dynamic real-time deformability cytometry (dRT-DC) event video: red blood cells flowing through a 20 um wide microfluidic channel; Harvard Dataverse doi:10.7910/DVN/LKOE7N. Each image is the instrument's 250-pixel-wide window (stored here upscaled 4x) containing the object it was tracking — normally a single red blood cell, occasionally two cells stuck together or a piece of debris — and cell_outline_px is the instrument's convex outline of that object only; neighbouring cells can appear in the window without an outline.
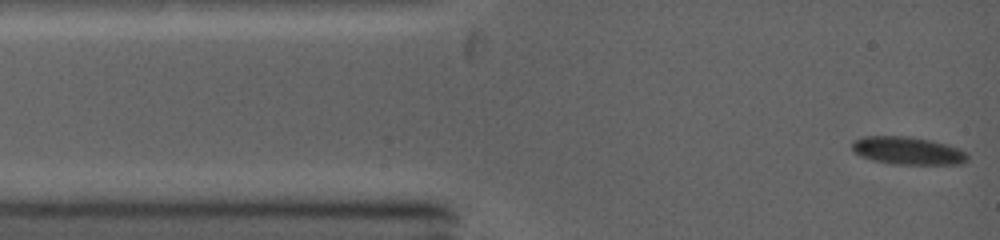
{"species": "common noctule bat (a hibernating species)", "species_latin": "Nyctalus noctula", "temperature_condition": "warm", "stored_images_in_passage": 49, "camera_frame_rate_fps": 5000, "um_per_image_px": 0.085, "animal": {"sex": "female", "body_mass_g": 19.0, "forearm_length_mm": 53.3}, "frame": {"image": 1, "passage_image": 1, "time_ms": 0.0, "image_size_px": [1000, 240], "cell_outline_px": [[968, 160], [960, 164], [892, 164], [872, 160], [860, 156], [852, 152], [852, 140], [864, 136], [908, 136], [928, 140], [960, 148], [968, 152]], "centroid_in_image_um": [77.13, 12.81], "position_along_channel_um": 7.9, "area_um2": 18.84}}
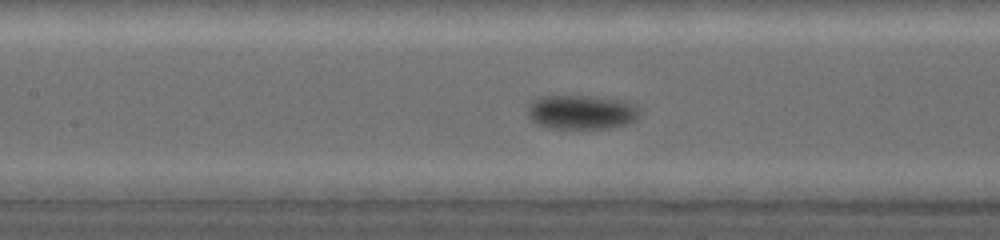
{"frame": {"image": 2, "passage_image": 19, "time_ms": 5.0, "image_size_px": [1000, 240], "cell_outline_px": [[640, 116], [636, 120], [628, 124], [608, 128], [548, 128], [536, 124], [528, 116], [528, 104], [532, 100], [540, 96], [592, 96], [624, 100], [636, 104], [640, 112]], "centroid_in_image_um": [49.44, 9.52], "position_along_channel_um": 158.0, "area_um2": 22.72}}
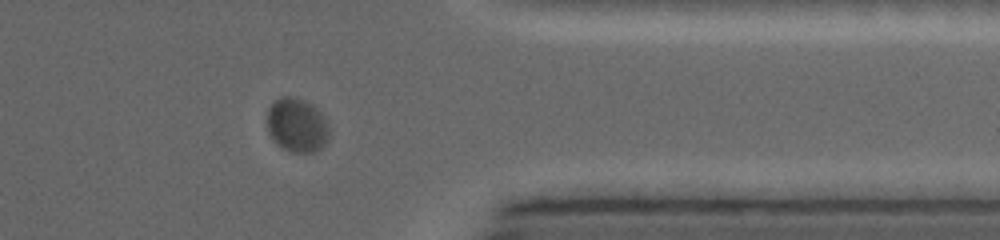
{"frame": {"image": 3, "passage_image": 41, "time_ms": 10.8, "image_size_px": [1000, 240], "cell_outline_px": [[328, 140], [316, 152], [292, 152], [276, 144], [268, 132], [268, 108], [280, 96], [292, 96], [312, 104], [324, 116], [328, 124]], "centroid_in_image_um": [25.24, 10.64], "position_along_channel_um": 386.2, "area_um2": 19.48}, "authors_computed_cell_mechanics": {"area_um2": 20.3456, "velocity_mm_per_s": 4.0921, "shape_relaxation_time_tau1_ms": 1.9759, "shape_relaxation_time_tau2_ms": null, "deformation_change_tau1": 0.1136, "deformation_change_tau2": null}}